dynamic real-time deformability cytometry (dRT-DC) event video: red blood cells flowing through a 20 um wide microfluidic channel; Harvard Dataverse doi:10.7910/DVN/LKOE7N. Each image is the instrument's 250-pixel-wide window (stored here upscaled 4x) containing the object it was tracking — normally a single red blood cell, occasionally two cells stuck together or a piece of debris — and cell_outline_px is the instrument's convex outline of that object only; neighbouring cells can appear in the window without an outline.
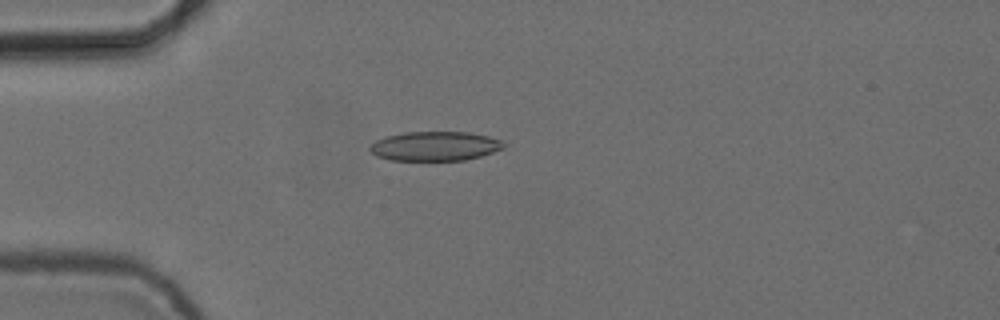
{"species": "common noctule bat (a hibernating species)", "species_latin": "Nyctalus noctula", "temperature_condition": "cold", "stored_images_in_passage": 5, "camera_frame_rate_fps": 3000, "um_per_image_px": 0.085, "animal": {"sex": "female", "body_mass_g": 24.6, "forearm_length_mm": 56.2}, "frame": {"image": 1, "passage_image": 4, "time_ms": 1.0, "image_size_px": [1000, 320], "cell_outline_px": [[504, 148], [480, 156], [464, 160], [388, 160], [376, 156], [368, 148], [376, 140], [388, 136], [404, 132], [468, 132], [488, 136], [500, 140], [504, 144]], "centroid_in_image_um": [36.95, 12.42], "position_along_channel_um": 48.1, "area_um2": 22.72}}